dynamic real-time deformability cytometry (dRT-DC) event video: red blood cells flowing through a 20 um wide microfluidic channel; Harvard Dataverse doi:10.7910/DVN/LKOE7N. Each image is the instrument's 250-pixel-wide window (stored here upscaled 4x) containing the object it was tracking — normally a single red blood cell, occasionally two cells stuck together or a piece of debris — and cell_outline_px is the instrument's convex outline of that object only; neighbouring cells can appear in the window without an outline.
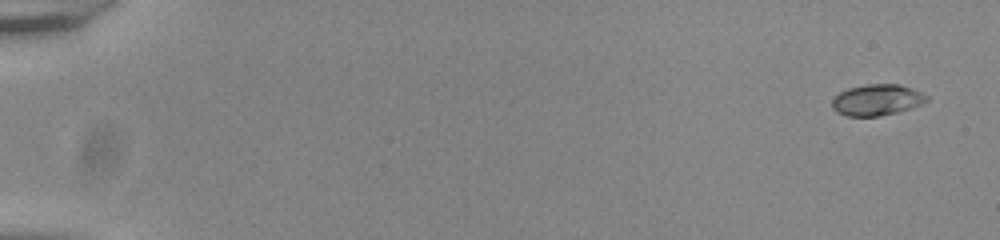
{"species": "common noctule bat (a hibernating species)", "species_latin": "Nyctalus noctula", "temperature_condition": "room temperature", "stored_images_in_passage": 54, "camera_frame_rate_fps": 3000, "um_per_image_px": 0.085, "animal": {"sex": "male", "body_mass_g": 20.0, "forearm_length_mm": 53.3}, "frame": {"image": 1, "passage_image": 1, "time_ms": 0.0, "image_size_px": [1000, 240], "cell_outline_px": [[928, 100], [920, 104], [896, 112], [876, 116], [848, 116], [836, 112], [832, 108], [832, 100], [840, 92], [848, 88], [868, 84], [900, 84], [912, 88], [928, 96]], "centroid_in_image_um": [74.51, 8.48], "position_along_channel_um": 10.5, "area_um2": 16.94}}
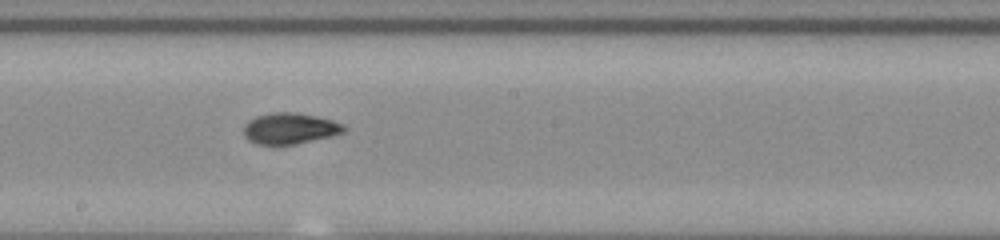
{"frame": {"image": 2, "passage_image": 31, "time_ms": 10.0, "image_size_px": [1000, 240], "cell_outline_px": [[348, 128], [344, 132], [332, 136], [296, 144], [256, 144], [248, 140], [244, 136], [244, 124], [248, 120], [256, 116], [272, 112], [292, 112], [316, 116], [332, 120], [344, 124]], "centroid_in_image_um": [24.64, 10.91], "position_along_channel_um": 223.6, "area_um2": 18.26}}
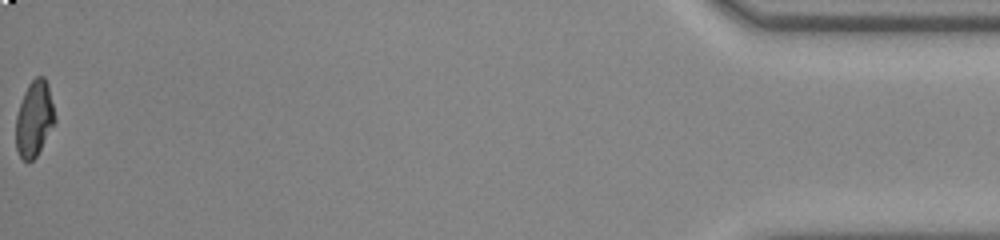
{"frame": {"image": 3, "passage_image": 54, "time_ms": 17.667, "image_size_px": [1000, 240], "cell_outline_px": [[56, 120], [36, 156], [28, 164], [20, 156], [16, 148], [16, 116], [24, 92], [28, 84], [36, 76], [44, 76], [48, 84], [56, 116]], "centroid_in_image_um": [2.91, 10.08], "position_along_channel_um": 432.3, "area_um2": 17.17}, "authors_computed_cell_mechanics": {"area_um2": 17.4267, "velocity_mm_per_s": 3.8654, "shape_relaxation_time_tau1_ms": 5.8788, "shape_relaxation_time_tau2_ms": 1.3527, "deformation_change_tau1": 0.2084, "deformation_change_tau2": 0.0561}}